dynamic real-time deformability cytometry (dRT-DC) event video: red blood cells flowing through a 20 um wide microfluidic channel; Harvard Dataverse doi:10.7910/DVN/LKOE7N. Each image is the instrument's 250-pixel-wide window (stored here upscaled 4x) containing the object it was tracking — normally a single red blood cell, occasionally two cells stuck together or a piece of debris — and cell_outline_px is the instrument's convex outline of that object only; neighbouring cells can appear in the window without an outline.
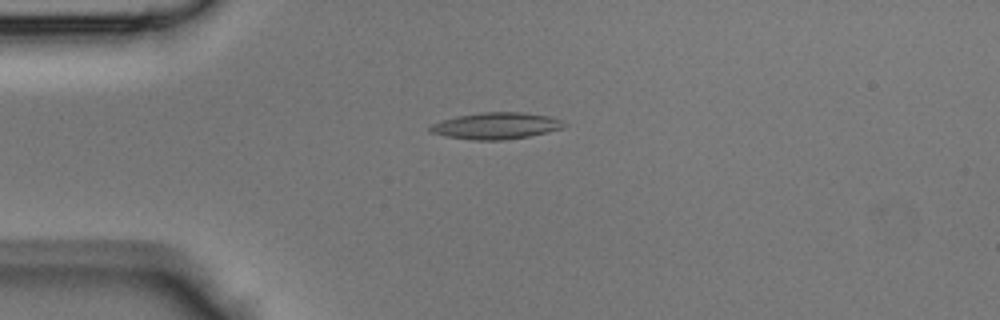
{"species": "Egyptian fruit bat (a non-hibernating species)", "species_latin": "Rousettus aegyptiacus", "temperature_condition": "room temperature", "stored_images_in_passage": 43, "camera_frame_rate_fps": 3000, "um_per_image_px": 0.085, "animal": {"sex": "male"}, "frame": {"image": 1, "passage_image": 11, "time_ms": 3.333, "image_size_px": [1000, 320], "cell_outline_px": [[564, 124], [560, 128], [528, 136], [504, 140], [472, 140], [444, 136], [428, 132], [428, 128], [432, 124], [456, 116], [484, 112], [520, 112], [548, 116], [560, 120]], "centroid_in_image_um": [42.07, 10.7], "position_along_channel_um": 42.9, "area_um2": 20.4}}
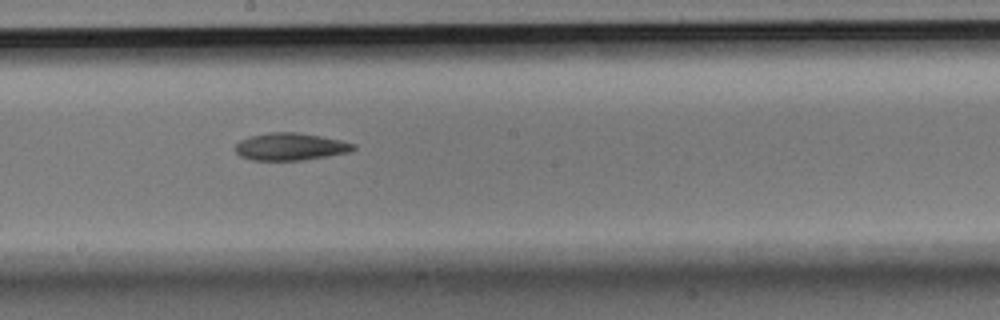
{"frame": {"image": 2, "passage_image": 24, "time_ms": 7.667, "image_size_px": [1000, 320], "cell_outline_px": [[356, 148], [348, 152], [304, 160], [252, 160], [240, 156], [236, 152], [236, 144], [240, 140], [248, 136], [268, 132], [296, 132], [320, 136], [340, 140], [356, 144]], "centroid_in_image_um": [24.66, 12.46], "position_along_channel_um": 223.5, "area_um2": 18.79}}
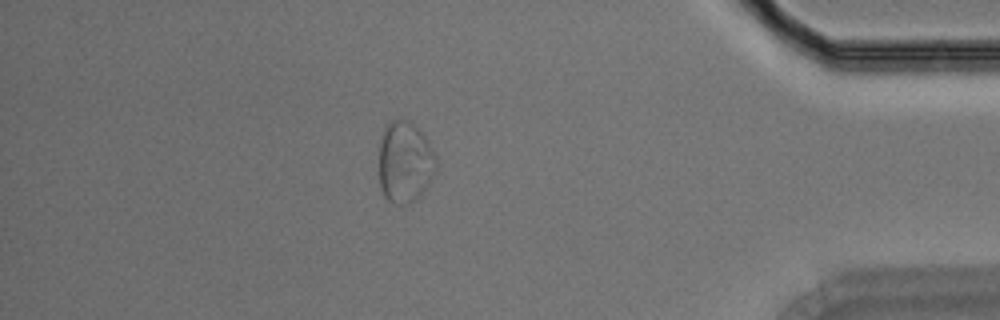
{"frame": {"image": 3, "passage_image": 38, "time_ms": 12.333, "image_size_px": [1000, 320], "cell_outline_px": [[436, 172], [428, 184], [408, 204], [396, 204], [388, 200], [384, 196], [380, 188], [380, 144], [384, 132], [388, 124], [392, 120], [404, 120], [412, 124], [428, 140], [436, 156]], "centroid_in_image_um": [34.42, 13.8], "position_along_channel_um": 400.8, "area_um2": 26.47}}